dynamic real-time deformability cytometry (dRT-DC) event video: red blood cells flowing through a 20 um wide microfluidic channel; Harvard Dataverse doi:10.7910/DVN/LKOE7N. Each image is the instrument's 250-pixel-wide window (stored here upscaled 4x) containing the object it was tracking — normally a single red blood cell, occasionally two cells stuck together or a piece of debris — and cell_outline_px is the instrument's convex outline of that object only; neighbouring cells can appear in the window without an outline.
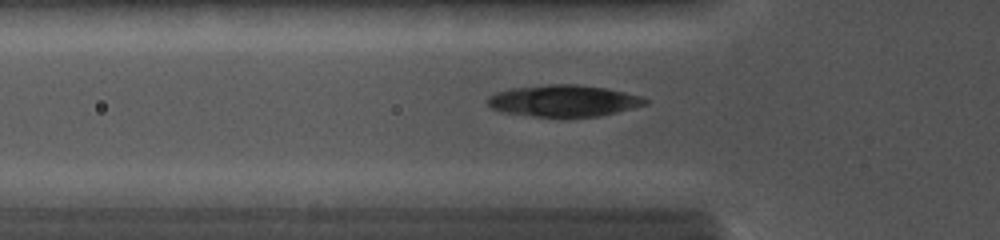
{"species": "common noctule bat (a hibernating species)", "species_latin": "Nyctalus noctula", "temperature_condition": "cold", "stored_images_in_passage": 7, "camera_frame_rate_fps": 5000, "um_per_image_px": 0.085, "animal": {"sex": "female", "body_mass_g": 19.0, "forearm_length_mm": 56.7}, "frame": {"image": 1, "passage_image": 5, "time_ms": 1.6, "image_size_px": [1000, 240], "cell_outline_px": [[648, 104], [600, 116], [536, 116], [504, 112], [492, 108], [488, 104], [488, 96], [496, 92], [512, 88], [548, 84], [576, 84], [608, 88], [644, 96], [648, 100]], "centroid_in_image_um": [47.96, 8.55], "position_along_channel_um": 77.8, "area_um2": 28.9}}